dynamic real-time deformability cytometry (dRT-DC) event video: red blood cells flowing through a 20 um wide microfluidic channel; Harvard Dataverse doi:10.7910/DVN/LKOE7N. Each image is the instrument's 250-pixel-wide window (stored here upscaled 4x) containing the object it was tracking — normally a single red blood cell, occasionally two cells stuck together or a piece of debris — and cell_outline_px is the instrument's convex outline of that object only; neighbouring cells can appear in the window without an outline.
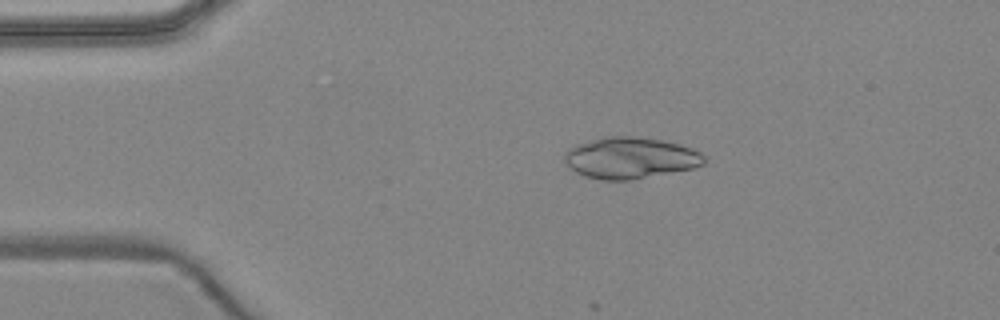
{"species": "common noctule bat (a hibernating species)", "species_latin": "Nyctalus noctula", "temperature_condition": "warm", "stored_images_in_passage": 3, "camera_frame_rate_fps": 3000, "um_per_image_px": 0.085, "animal": {"sex": "female", "body_mass_g": 24.6, "forearm_length_mm": 56.2}, "frame": {"image": 1, "passage_image": 2, "time_ms": 2.0, "image_size_px": [1000, 320], "cell_outline_px": [[704, 164], [692, 168], [628, 180], [604, 180], [588, 176], [576, 172], [564, 160], [564, 152], [568, 148], [576, 144], [604, 136], [636, 136], [660, 140], [680, 144], [692, 148], [700, 152], [704, 156]], "centroid_in_image_um": [53.56, 13.4], "position_along_channel_um": 31.4, "area_um2": 33.35}}